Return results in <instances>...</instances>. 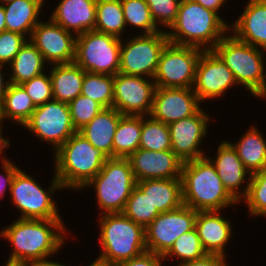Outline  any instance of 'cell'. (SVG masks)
Instances as JSON below:
<instances>
[{"label": "cell", "instance_id": "obj_1", "mask_svg": "<svg viewBox=\"0 0 266 266\" xmlns=\"http://www.w3.org/2000/svg\"><path fill=\"white\" fill-rule=\"evenodd\" d=\"M62 221L18 217L0 232V237L13 245V251L7 260L33 264L57 254L68 235Z\"/></svg>", "mask_w": 266, "mask_h": 266}, {"label": "cell", "instance_id": "obj_2", "mask_svg": "<svg viewBox=\"0 0 266 266\" xmlns=\"http://www.w3.org/2000/svg\"><path fill=\"white\" fill-rule=\"evenodd\" d=\"M228 24L216 12L199 3L181 0L176 20L170 31L165 32L169 43L208 51L229 32Z\"/></svg>", "mask_w": 266, "mask_h": 266}, {"label": "cell", "instance_id": "obj_3", "mask_svg": "<svg viewBox=\"0 0 266 266\" xmlns=\"http://www.w3.org/2000/svg\"><path fill=\"white\" fill-rule=\"evenodd\" d=\"M181 179L183 204L196 211H221L239 204L224 187L207 155L183 162Z\"/></svg>", "mask_w": 266, "mask_h": 266}, {"label": "cell", "instance_id": "obj_4", "mask_svg": "<svg viewBox=\"0 0 266 266\" xmlns=\"http://www.w3.org/2000/svg\"><path fill=\"white\" fill-rule=\"evenodd\" d=\"M54 155V174L63 189L78 192L102 169L109 157L78 131Z\"/></svg>", "mask_w": 266, "mask_h": 266}, {"label": "cell", "instance_id": "obj_5", "mask_svg": "<svg viewBox=\"0 0 266 266\" xmlns=\"http://www.w3.org/2000/svg\"><path fill=\"white\" fill-rule=\"evenodd\" d=\"M213 51L232 71L237 85L246 87L256 98L266 97V58L263 49L242 42L231 33L226 34Z\"/></svg>", "mask_w": 266, "mask_h": 266}, {"label": "cell", "instance_id": "obj_6", "mask_svg": "<svg viewBox=\"0 0 266 266\" xmlns=\"http://www.w3.org/2000/svg\"><path fill=\"white\" fill-rule=\"evenodd\" d=\"M100 216L98 228L102 251L97 258L117 265L147 251L143 226L123 213H106Z\"/></svg>", "mask_w": 266, "mask_h": 266}, {"label": "cell", "instance_id": "obj_7", "mask_svg": "<svg viewBox=\"0 0 266 266\" xmlns=\"http://www.w3.org/2000/svg\"><path fill=\"white\" fill-rule=\"evenodd\" d=\"M136 182L128 158H109L82 189L95 188L99 214L122 213Z\"/></svg>", "mask_w": 266, "mask_h": 266}, {"label": "cell", "instance_id": "obj_8", "mask_svg": "<svg viewBox=\"0 0 266 266\" xmlns=\"http://www.w3.org/2000/svg\"><path fill=\"white\" fill-rule=\"evenodd\" d=\"M36 181L20 168L13 177L9 194L12 203L21 211L20 219H62L52 197L53 192L63 189L60 181L54 174L47 191Z\"/></svg>", "mask_w": 266, "mask_h": 266}, {"label": "cell", "instance_id": "obj_9", "mask_svg": "<svg viewBox=\"0 0 266 266\" xmlns=\"http://www.w3.org/2000/svg\"><path fill=\"white\" fill-rule=\"evenodd\" d=\"M121 42L120 38L96 30L79 34L74 62L85 72L114 76L119 73Z\"/></svg>", "mask_w": 266, "mask_h": 266}, {"label": "cell", "instance_id": "obj_10", "mask_svg": "<svg viewBox=\"0 0 266 266\" xmlns=\"http://www.w3.org/2000/svg\"><path fill=\"white\" fill-rule=\"evenodd\" d=\"M204 50L167 43L162 49L154 82L156 87L192 88L198 60Z\"/></svg>", "mask_w": 266, "mask_h": 266}, {"label": "cell", "instance_id": "obj_11", "mask_svg": "<svg viewBox=\"0 0 266 266\" xmlns=\"http://www.w3.org/2000/svg\"><path fill=\"white\" fill-rule=\"evenodd\" d=\"M168 42L164 29L153 34L140 33L127 42L122 39L119 72L153 79L161 51Z\"/></svg>", "mask_w": 266, "mask_h": 266}, {"label": "cell", "instance_id": "obj_12", "mask_svg": "<svg viewBox=\"0 0 266 266\" xmlns=\"http://www.w3.org/2000/svg\"><path fill=\"white\" fill-rule=\"evenodd\" d=\"M23 127L40 141L54 147V153L77 132L68 104L54 99L37 106Z\"/></svg>", "mask_w": 266, "mask_h": 266}, {"label": "cell", "instance_id": "obj_13", "mask_svg": "<svg viewBox=\"0 0 266 266\" xmlns=\"http://www.w3.org/2000/svg\"><path fill=\"white\" fill-rule=\"evenodd\" d=\"M197 212L183 204L175 210L160 213L145 228L147 251L163 256L178 237L195 227Z\"/></svg>", "mask_w": 266, "mask_h": 266}, {"label": "cell", "instance_id": "obj_14", "mask_svg": "<svg viewBox=\"0 0 266 266\" xmlns=\"http://www.w3.org/2000/svg\"><path fill=\"white\" fill-rule=\"evenodd\" d=\"M117 73L114 75L113 108L122 115H149L156 84L154 79Z\"/></svg>", "mask_w": 266, "mask_h": 266}, {"label": "cell", "instance_id": "obj_15", "mask_svg": "<svg viewBox=\"0 0 266 266\" xmlns=\"http://www.w3.org/2000/svg\"><path fill=\"white\" fill-rule=\"evenodd\" d=\"M237 82L232 71L223 60L213 51H203L197 67L192 89L202 103L209 99L223 97L226 91Z\"/></svg>", "mask_w": 266, "mask_h": 266}, {"label": "cell", "instance_id": "obj_16", "mask_svg": "<svg viewBox=\"0 0 266 266\" xmlns=\"http://www.w3.org/2000/svg\"><path fill=\"white\" fill-rule=\"evenodd\" d=\"M209 120V114L200 108L194 115L168 125L171 150L183 162L206 156L204 150L202 151L200 148V144L205 136L207 137Z\"/></svg>", "mask_w": 266, "mask_h": 266}, {"label": "cell", "instance_id": "obj_17", "mask_svg": "<svg viewBox=\"0 0 266 266\" xmlns=\"http://www.w3.org/2000/svg\"><path fill=\"white\" fill-rule=\"evenodd\" d=\"M29 40L43 55L47 65L67 64L75 60L76 35L49 19L39 22Z\"/></svg>", "mask_w": 266, "mask_h": 266}, {"label": "cell", "instance_id": "obj_18", "mask_svg": "<svg viewBox=\"0 0 266 266\" xmlns=\"http://www.w3.org/2000/svg\"><path fill=\"white\" fill-rule=\"evenodd\" d=\"M192 88L156 87L150 116L169 125L194 115L200 108Z\"/></svg>", "mask_w": 266, "mask_h": 266}, {"label": "cell", "instance_id": "obj_19", "mask_svg": "<svg viewBox=\"0 0 266 266\" xmlns=\"http://www.w3.org/2000/svg\"><path fill=\"white\" fill-rule=\"evenodd\" d=\"M137 182L181 178L183 161L172 151L137 149L128 157Z\"/></svg>", "mask_w": 266, "mask_h": 266}, {"label": "cell", "instance_id": "obj_20", "mask_svg": "<svg viewBox=\"0 0 266 266\" xmlns=\"http://www.w3.org/2000/svg\"><path fill=\"white\" fill-rule=\"evenodd\" d=\"M216 155L215 158L211 156L208 158L214 164L217 174L226 190L240 203L247 195L251 173L244 167V164L238 157L237 151L231 145V141L224 140L221 142L217 148ZM243 183H247V185L241 190L240 188Z\"/></svg>", "mask_w": 266, "mask_h": 266}, {"label": "cell", "instance_id": "obj_21", "mask_svg": "<svg viewBox=\"0 0 266 266\" xmlns=\"http://www.w3.org/2000/svg\"><path fill=\"white\" fill-rule=\"evenodd\" d=\"M97 0H60L49 19L76 36L94 30Z\"/></svg>", "mask_w": 266, "mask_h": 266}, {"label": "cell", "instance_id": "obj_22", "mask_svg": "<svg viewBox=\"0 0 266 266\" xmlns=\"http://www.w3.org/2000/svg\"><path fill=\"white\" fill-rule=\"evenodd\" d=\"M229 31L236 39L265 50L266 0H249L242 14L229 26Z\"/></svg>", "mask_w": 266, "mask_h": 266}, {"label": "cell", "instance_id": "obj_23", "mask_svg": "<svg viewBox=\"0 0 266 266\" xmlns=\"http://www.w3.org/2000/svg\"><path fill=\"white\" fill-rule=\"evenodd\" d=\"M220 211H198L195 229L207 254L225 256V246L232 237L233 228L229 220L221 216Z\"/></svg>", "mask_w": 266, "mask_h": 266}, {"label": "cell", "instance_id": "obj_24", "mask_svg": "<svg viewBox=\"0 0 266 266\" xmlns=\"http://www.w3.org/2000/svg\"><path fill=\"white\" fill-rule=\"evenodd\" d=\"M122 114L115 108H104L78 132L95 148L113 158V139Z\"/></svg>", "mask_w": 266, "mask_h": 266}, {"label": "cell", "instance_id": "obj_25", "mask_svg": "<svg viewBox=\"0 0 266 266\" xmlns=\"http://www.w3.org/2000/svg\"><path fill=\"white\" fill-rule=\"evenodd\" d=\"M45 0H12L3 4L6 30L30 38L39 18Z\"/></svg>", "mask_w": 266, "mask_h": 266}, {"label": "cell", "instance_id": "obj_26", "mask_svg": "<svg viewBox=\"0 0 266 266\" xmlns=\"http://www.w3.org/2000/svg\"><path fill=\"white\" fill-rule=\"evenodd\" d=\"M160 213L172 211L183 205L182 179H149L136 182Z\"/></svg>", "mask_w": 266, "mask_h": 266}, {"label": "cell", "instance_id": "obj_27", "mask_svg": "<svg viewBox=\"0 0 266 266\" xmlns=\"http://www.w3.org/2000/svg\"><path fill=\"white\" fill-rule=\"evenodd\" d=\"M53 99L70 103L81 95L85 71L75 62L50 66Z\"/></svg>", "mask_w": 266, "mask_h": 266}, {"label": "cell", "instance_id": "obj_28", "mask_svg": "<svg viewBox=\"0 0 266 266\" xmlns=\"http://www.w3.org/2000/svg\"><path fill=\"white\" fill-rule=\"evenodd\" d=\"M40 51L30 40L21 47L20 51L9 64V81L12 84L21 85L30 79L43 74L47 63Z\"/></svg>", "mask_w": 266, "mask_h": 266}, {"label": "cell", "instance_id": "obj_29", "mask_svg": "<svg viewBox=\"0 0 266 266\" xmlns=\"http://www.w3.org/2000/svg\"><path fill=\"white\" fill-rule=\"evenodd\" d=\"M259 131L255 125H251L237 143H231L244 167L251 174L266 166V140Z\"/></svg>", "mask_w": 266, "mask_h": 266}, {"label": "cell", "instance_id": "obj_30", "mask_svg": "<svg viewBox=\"0 0 266 266\" xmlns=\"http://www.w3.org/2000/svg\"><path fill=\"white\" fill-rule=\"evenodd\" d=\"M142 115H122L113 139V158H128L139 149Z\"/></svg>", "mask_w": 266, "mask_h": 266}, {"label": "cell", "instance_id": "obj_31", "mask_svg": "<svg viewBox=\"0 0 266 266\" xmlns=\"http://www.w3.org/2000/svg\"><path fill=\"white\" fill-rule=\"evenodd\" d=\"M125 26L121 0H97L94 30L122 39Z\"/></svg>", "mask_w": 266, "mask_h": 266}, {"label": "cell", "instance_id": "obj_32", "mask_svg": "<svg viewBox=\"0 0 266 266\" xmlns=\"http://www.w3.org/2000/svg\"><path fill=\"white\" fill-rule=\"evenodd\" d=\"M36 106L21 85L10 83L3 98V114L5 120L23 125L30 119Z\"/></svg>", "mask_w": 266, "mask_h": 266}, {"label": "cell", "instance_id": "obj_33", "mask_svg": "<svg viewBox=\"0 0 266 266\" xmlns=\"http://www.w3.org/2000/svg\"><path fill=\"white\" fill-rule=\"evenodd\" d=\"M140 149L150 151L171 150V138L167 124L152 118L142 116V131Z\"/></svg>", "mask_w": 266, "mask_h": 266}, {"label": "cell", "instance_id": "obj_34", "mask_svg": "<svg viewBox=\"0 0 266 266\" xmlns=\"http://www.w3.org/2000/svg\"><path fill=\"white\" fill-rule=\"evenodd\" d=\"M114 76L85 72L81 95L100 103L104 108L113 107Z\"/></svg>", "mask_w": 266, "mask_h": 266}, {"label": "cell", "instance_id": "obj_35", "mask_svg": "<svg viewBox=\"0 0 266 266\" xmlns=\"http://www.w3.org/2000/svg\"><path fill=\"white\" fill-rule=\"evenodd\" d=\"M122 213L144 228L160 214L137 185L132 190Z\"/></svg>", "mask_w": 266, "mask_h": 266}, {"label": "cell", "instance_id": "obj_36", "mask_svg": "<svg viewBox=\"0 0 266 266\" xmlns=\"http://www.w3.org/2000/svg\"><path fill=\"white\" fill-rule=\"evenodd\" d=\"M126 26L139 28L142 34H153L162 31L151 17L145 0H121Z\"/></svg>", "mask_w": 266, "mask_h": 266}, {"label": "cell", "instance_id": "obj_37", "mask_svg": "<svg viewBox=\"0 0 266 266\" xmlns=\"http://www.w3.org/2000/svg\"><path fill=\"white\" fill-rule=\"evenodd\" d=\"M206 254L207 252L203 249L197 230L194 227L178 237L162 258L165 261L167 258H171V256L172 258L177 256L180 258L179 263H186L200 259Z\"/></svg>", "mask_w": 266, "mask_h": 266}, {"label": "cell", "instance_id": "obj_38", "mask_svg": "<svg viewBox=\"0 0 266 266\" xmlns=\"http://www.w3.org/2000/svg\"><path fill=\"white\" fill-rule=\"evenodd\" d=\"M242 201L247 203L250 215L266 217V166L251 174L248 192Z\"/></svg>", "mask_w": 266, "mask_h": 266}, {"label": "cell", "instance_id": "obj_39", "mask_svg": "<svg viewBox=\"0 0 266 266\" xmlns=\"http://www.w3.org/2000/svg\"><path fill=\"white\" fill-rule=\"evenodd\" d=\"M71 120L76 131L87 125L104 107L84 95H79L68 103Z\"/></svg>", "mask_w": 266, "mask_h": 266}, {"label": "cell", "instance_id": "obj_40", "mask_svg": "<svg viewBox=\"0 0 266 266\" xmlns=\"http://www.w3.org/2000/svg\"><path fill=\"white\" fill-rule=\"evenodd\" d=\"M145 2L157 27L170 28L176 20L181 0H145Z\"/></svg>", "mask_w": 266, "mask_h": 266}, {"label": "cell", "instance_id": "obj_41", "mask_svg": "<svg viewBox=\"0 0 266 266\" xmlns=\"http://www.w3.org/2000/svg\"><path fill=\"white\" fill-rule=\"evenodd\" d=\"M26 93L31 97L34 105L40 106L53 100L52 83L49 73H43L21 84Z\"/></svg>", "mask_w": 266, "mask_h": 266}, {"label": "cell", "instance_id": "obj_42", "mask_svg": "<svg viewBox=\"0 0 266 266\" xmlns=\"http://www.w3.org/2000/svg\"><path fill=\"white\" fill-rule=\"evenodd\" d=\"M28 39L19 33L3 31L0 33V64H10Z\"/></svg>", "mask_w": 266, "mask_h": 266}, {"label": "cell", "instance_id": "obj_43", "mask_svg": "<svg viewBox=\"0 0 266 266\" xmlns=\"http://www.w3.org/2000/svg\"><path fill=\"white\" fill-rule=\"evenodd\" d=\"M3 157L1 158V166L4 174L0 173V199H3L2 197L5 195L4 193L7 192L6 189H8L10 193L13 177L19 169L15 163L11 162V159L9 160L8 157Z\"/></svg>", "mask_w": 266, "mask_h": 266}, {"label": "cell", "instance_id": "obj_44", "mask_svg": "<svg viewBox=\"0 0 266 266\" xmlns=\"http://www.w3.org/2000/svg\"><path fill=\"white\" fill-rule=\"evenodd\" d=\"M163 258L159 254L150 251H145L140 255L123 261L115 266H162Z\"/></svg>", "mask_w": 266, "mask_h": 266}, {"label": "cell", "instance_id": "obj_45", "mask_svg": "<svg viewBox=\"0 0 266 266\" xmlns=\"http://www.w3.org/2000/svg\"><path fill=\"white\" fill-rule=\"evenodd\" d=\"M225 256L217 254H206L200 259L186 263H176L177 266H228Z\"/></svg>", "mask_w": 266, "mask_h": 266}, {"label": "cell", "instance_id": "obj_46", "mask_svg": "<svg viewBox=\"0 0 266 266\" xmlns=\"http://www.w3.org/2000/svg\"><path fill=\"white\" fill-rule=\"evenodd\" d=\"M192 1L199 3L206 9H210L216 12L218 15H220L218 13L220 12V9L223 7L225 2H227V0H192Z\"/></svg>", "mask_w": 266, "mask_h": 266}, {"label": "cell", "instance_id": "obj_47", "mask_svg": "<svg viewBox=\"0 0 266 266\" xmlns=\"http://www.w3.org/2000/svg\"><path fill=\"white\" fill-rule=\"evenodd\" d=\"M3 68H5L4 65L0 64V99H2V100H3L4 95H5L7 89L10 85L9 79L4 80L5 79L4 76L6 75V73L2 74Z\"/></svg>", "mask_w": 266, "mask_h": 266}, {"label": "cell", "instance_id": "obj_48", "mask_svg": "<svg viewBox=\"0 0 266 266\" xmlns=\"http://www.w3.org/2000/svg\"><path fill=\"white\" fill-rule=\"evenodd\" d=\"M31 266H65V265H63V263L60 264L55 261H50L48 258H45L44 260L31 264Z\"/></svg>", "mask_w": 266, "mask_h": 266}, {"label": "cell", "instance_id": "obj_49", "mask_svg": "<svg viewBox=\"0 0 266 266\" xmlns=\"http://www.w3.org/2000/svg\"><path fill=\"white\" fill-rule=\"evenodd\" d=\"M6 30L5 10L3 4L0 5V33Z\"/></svg>", "mask_w": 266, "mask_h": 266}, {"label": "cell", "instance_id": "obj_50", "mask_svg": "<svg viewBox=\"0 0 266 266\" xmlns=\"http://www.w3.org/2000/svg\"><path fill=\"white\" fill-rule=\"evenodd\" d=\"M10 141L9 139H5L2 135V132L0 131V155H2L4 149L8 148L10 146Z\"/></svg>", "mask_w": 266, "mask_h": 266}, {"label": "cell", "instance_id": "obj_51", "mask_svg": "<svg viewBox=\"0 0 266 266\" xmlns=\"http://www.w3.org/2000/svg\"><path fill=\"white\" fill-rule=\"evenodd\" d=\"M89 266H115V265H112L106 261L100 260L99 258H95V260L92 261Z\"/></svg>", "mask_w": 266, "mask_h": 266}, {"label": "cell", "instance_id": "obj_52", "mask_svg": "<svg viewBox=\"0 0 266 266\" xmlns=\"http://www.w3.org/2000/svg\"><path fill=\"white\" fill-rule=\"evenodd\" d=\"M3 266H31V264L20 262V261L7 260V262Z\"/></svg>", "mask_w": 266, "mask_h": 266}, {"label": "cell", "instance_id": "obj_53", "mask_svg": "<svg viewBox=\"0 0 266 266\" xmlns=\"http://www.w3.org/2000/svg\"><path fill=\"white\" fill-rule=\"evenodd\" d=\"M4 120H5V117H4V114H3V100L2 99H0V131L2 132V130H3V125L2 124H4L3 122H4Z\"/></svg>", "mask_w": 266, "mask_h": 266}, {"label": "cell", "instance_id": "obj_54", "mask_svg": "<svg viewBox=\"0 0 266 266\" xmlns=\"http://www.w3.org/2000/svg\"><path fill=\"white\" fill-rule=\"evenodd\" d=\"M9 1H12V0H0V3L1 4H5V3L9 2Z\"/></svg>", "mask_w": 266, "mask_h": 266}]
</instances>
